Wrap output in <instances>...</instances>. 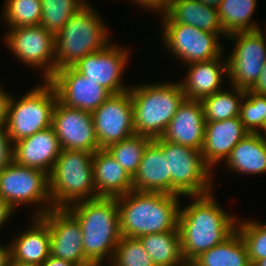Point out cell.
<instances>
[{"label":"cell","instance_id":"74e56055","mask_svg":"<svg viewBox=\"0 0 266 266\" xmlns=\"http://www.w3.org/2000/svg\"><path fill=\"white\" fill-rule=\"evenodd\" d=\"M172 0H135V3L138 7L148 9L149 11H155V15L163 14L170 6Z\"/></svg>","mask_w":266,"mask_h":266},{"label":"cell","instance_id":"484cf974","mask_svg":"<svg viewBox=\"0 0 266 266\" xmlns=\"http://www.w3.org/2000/svg\"><path fill=\"white\" fill-rule=\"evenodd\" d=\"M227 170L244 175L266 173V140L249 133L233 149L225 161Z\"/></svg>","mask_w":266,"mask_h":266},{"label":"cell","instance_id":"f546056e","mask_svg":"<svg viewBox=\"0 0 266 266\" xmlns=\"http://www.w3.org/2000/svg\"><path fill=\"white\" fill-rule=\"evenodd\" d=\"M228 87L230 88L227 90L224 88L201 100L205 122L221 121L239 116L246 90L231 85Z\"/></svg>","mask_w":266,"mask_h":266},{"label":"cell","instance_id":"5bb4252c","mask_svg":"<svg viewBox=\"0 0 266 266\" xmlns=\"http://www.w3.org/2000/svg\"><path fill=\"white\" fill-rule=\"evenodd\" d=\"M129 53L125 47L110 43L105 49L83 57L73 68L111 94H120L130 89L122 82L131 59Z\"/></svg>","mask_w":266,"mask_h":266},{"label":"cell","instance_id":"cb8c5ba5","mask_svg":"<svg viewBox=\"0 0 266 266\" xmlns=\"http://www.w3.org/2000/svg\"><path fill=\"white\" fill-rule=\"evenodd\" d=\"M92 161L98 197L117 198L133 190L132 177L106 149L93 153Z\"/></svg>","mask_w":266,"mask_h":266},{"label":"cell","instance_id":"8992f818","mask_svg":"<svg viewBox=\"0 0 266 266\" xmlns=\"http://www.w3.org/2000/svg\"><path fill=\"white\" fill-rule=\"evenodd\" d=\"M93 153L62 149L49 174L53 208L98 198L93 178Z\"/></svg>","mask_w":266,"mask_h":266},{"label":"cell","instance_id":"52a82bcc","mask_svg":"<svg viewBox=\"0 0 266 266\" xmlns=\"http://www.w3.org/2000/svg\"><path fill=\"white\" fill-rule=\"evenodd\" d=\"M43 82L18 99L10 96L5 129L12 144L52 126L58 97L53 85L49 81Z\"/></svg>","mask_w":266,"mask_h":266},{"label":"cell","instance_id":"7bdbcfd3","mask_svg":"<svg viewBox=\"0 0 266 266\" xmlns=\"http://www.w3.org/2000/svg\"><path fill=\"white\" fill-rule=\"evenodd\" d=\"M40 266H76V265L69 261H65L50 255L47 258V260L44 263H42Z\"/></svg>","mask_w":266,"mask_h":266},{"label":"cell","instance_id":"7dc6e473","mask_svg":"<svg viewBox=\"0 0 266 266\" xmlns=\"http://www.w3.org/2000/svg\"><path fill=\"white\" fill-rule=\"evenodd\" d=\"M253 266H266V258L258 260Z\"/></svg>","mask_w":266,"mask_h":266},{"label":"cell","instance_id":"9a60e30c","mask_svg":"<svg viewBox=\"0 0 266 266\" xmlns=\"http://www.w3.org/2000/svg\"><path fill=\"white\" fill-rule=\"evenodd\" d=\"M40 217L49 226L51 256L76 266H93L84 255L81 225L67 208H51Z\"/></svg>","mask_w":266,"mask_h":266},{"label":"cell","instance_id":"ffe728a7","mask_svg":"<svg viewBox=\"0 0 266 266\" xmlns=\"http://www.w3.org/2000/svg\"><path fill=\"white\" fill-rule=\"evenodd\" d=\"M250 132L244 127L239 116L205 122L202 154L205 163L213 170L219 162L226 161L232 149Z\"/></svg>","mask_w":266,"mask_h":266},{"label":"cell","instance_id":"ab89813d","mask_svg":"<svg viewBox=\"0 0 266 266\" xmlns=\"http://www.w3.org/2000/svg\"><path fill=\"white\" fill-rule=\"evenodd\" d=\"M249 91L256 95L266 96V63L263 66L262 73L259 75L258 79L255 81Z\"/></svg>","mask_w":266,"mask_h":266},{"label":"cell","instance_id":"b9f144b4","mask_svg":"<svg viewBox=\"0 0 266 266\" xmlns=\"http://www.w3.org/2000/svg\"><path fill=\"white\" fill-rule=\"evenodd\" d=\"M11 256H10V245L0 244V266H10Z\"/></svg>","mask_w":266,"mask_h":266},{"label":"cell","instance_id":"30bf717a","mask_svg":"<svg viewBox=\"0 0 266 266\" xmlns=\"http://www.w3.org/2000/svg\"><path fill=\"white\" fill-rule=\"evenodd\" d=\"M162 25L163 49H168L173 58L183 64L210 61L225 53L217 33L203 31L182 23H160Z\"/></svg>","mask_w":266,"mask_h":266},{"label":"cell","instance_id":"d590c367","mask_svg":"<svg viewBox=\"0 0 266 266\" xmlns=\"http://www.w3.org/2000/svg\"><path fill=\"white\" fill-rule=\"evenodd\" d=\"M239 117L250 133H258L266 121V96L246 90Z\"/></svg>","mask_w":266,"mask_h":266},{"label":"cell","instance_id":"bcb514c9","mask_svg":"<svg viewBox=\"0 0 266 266\" xmlns=\"http://www.w3.org/2000/svg\"><path fill=\"white\" fill-rule=\"evenodd\" d=\"M258 134L266 140V121L263 125V127L261 128V130L258 132Z\"/></svg>","mask_w":266,"mask_h":266},{"label":"cell","instance_id":"2e32d148","mask_svg":"<svg viewBox=\"0 0 266 266\" xmlns=\"http://www.w3.org/2000/svg\"><path fill=\"white\" fill-rule=\"evenodd\" d=\"M52 127L62 149L95 153L99 150L90 112L68 107L57 100Z\"/></svg>","mask_w":266,"mask_h":266},{"label":"cell","instance_id":"9c48e42d","mask_svg":"<svg viewBox=\"0 0 266 266\" xmlns=\"http://www.w3.org/2000/svg\"><path fill=\"white\" fill-rule=\"evenodd\" d=\"M0 197L14 210L21 205H35L32 216H42L53 208L49 175L41 170L19 165L13 160L0 171Z\"/></svg>","mask_w":266,"mask_h":266},{"label":"cell","instance_id":"ee69618b","mask_svg":"<svg viewBox=\"0 0 266 266\" xmlns=\"http://www.w3.org/2000/svg\"><path fill=\"white\" fill-rule=\"evenodd\" d=\"M201 3L207 5V6H211L214 8H218V6L220 5V2L222 0H199Z\"/></svg>","mask_w":266,"mask_h":266},{"label":"cell","instance_id":"44dd1931","mask_svg":"<svg viewBox=\"0 0 266 266\" xmlns=\"http://www.w3.org/2000/svg\"><path fill=\"white\" fill-rule=\"evenodd\" d=\"M225 57L223 53L220 57L210 61L186 65L188 71L185 79L180 80L185 99L201 101L222 90L224 86L222 81L228 77L227 56L225 55ZM223 58L225 59L223 60Z\"/></svg>","mask_w":266,"mask_h":266},{"label":"cell","instance_id":"5b68a950","mask_svg":"<svg viewBox=\"0 0 266 266\" xmlns=\"http://www.w3.org/2000/svg\"><path fill=\"white\" fill-rule=\"evenodd\" d=\"M88 1L55 36V72L75 66L83 57L105 49L110 43L108 27Z\"/></svg>","mask_w":266,"mask_h":266},{"label":"cell","instance_id":"ac0fdd59","mask_svg":"<svg viewBox=\"0 0 266 266\" xmlns=\"http://www.w3.org/2000/svg\"><path fill=\"white\" fill-rule=\"evenodd\" d=\"M61 150L59 139L50 126L14 142L12 160L49 175Z\"/></svg>","mask_w":266,"mask_h":266},{"label":"cell","instance_id":"d6a6232c","mask_svg":"<svg viewBox=\"0 0 266 266\" xmlns=\"http://www.w3.org/2000/svg\"><path fill=\"white\" fill-rule=\"evenodd\" d=\"M151 140L150 137L134 134L110 145L106 150L133 177L139 168L144 150Z\"/></svg>","mask_w":266,"mask_h":266},{"label":"cell","instance_id":"d4e9b609","mask_svg":"<svg viewBox=\"0 0 266 266\" xmlns=\"http://www.w3.org/2000/svg\"><path fill=\"white\" fill-rule=\"evenodd\" d=\"M162 23H182L203 31L217 33L226 39L217 8L207 6L199 0H172L169 8L161 14Z\"/></svg>","mask_w":266,"mask_h":266},{"label":"cell","instance_id":"d6986e66","mask_svg":"<svg viewBox=\"0 0 266 266\" xmlns=\"http://www.w3.org/2000/svg\"><path fill=\"white\" fill-rule=\"evenodd\" d=\"M204 134L205 117L201 101L184 99L161 138L201 151Z\"/></svg>","mask_w":266,"mask_h":266},{"label":"cell","instance_id":"c3c4849f","mask_svg":"<svg viewBox=\"0 0 266 266\" xmlns=\"http://www.w3.org/2000/svg\"><path fill=\"white\" fill-rule=\"evenodd\" d=\"M10 266H36V265H23V264H17V263H10Z\"/></svg>","mask_w":266,"mask_h":266},{"label":"cell","instance_id":"7c38bea8","mask_svg":"<svg viewBox=\"0 0 266 266\" xmlns=\"http://www.w3.org/2000/svg\"><path fill=\"white\" fill-rule=\"evenodd\" d=\"M4 43L12 56L26 67L44 70L43 81H48L55 73V35L41 25L9 28Z\"/></svg>","mask_w":266,"mask_h":266},{"label":"cell","instance_id":"e0dca14e","mask_svg":"<svg viewBox=\"0 0 266 266\" xmlns=\"http://www.w3.org/2000/svg\"><path fill=\"white\" fill-rule=\"evenodd\" d=\"M48 81L53 85L62 104L90 113L112 95L103 86L87 79L73 67L56 71Z\"/></svg>","mask_w":266,"mask_h":266},{"label":"cell","instance_id":"4dcf8cb0","mask_svg":"<svg viewBox=\"0 0 266 266\" xmlns=\"http://www.w3.org/2000/svg\"><path fill=\"white\" fill-rule=\"evenodd\" d=\"M87 2V0H41L40 25L56 36L66 22Z\"/></svg>","mask_w":266,"mask_h":266},{"label":"cell","instance_id":"f1b7e54d","mask_svg":"<svg viewBox=\"0 0 266 266\" xmlns=\"http://www.w3.org/2000/svg\"><path fill=\"white\" fill-rule=\"evenodd\" d=\"M257 5V0H222L217 10L225 34L261 29L252 18Z\"/></svg>","mask_w":266,"mask_h":266},{"label":"cell","instance_id":"836d02e7","mask_svg":"<svg viewBox=\"0 0 266 266\" xmlns=\"http://www.w3.org/2000/svg\"><path fill=\"white\" fill-rule=\"evenodd\" d=\"M238 217L236 230L242 237L252 266L266 258V222L260 223L252 219L241 220Z\"/></svg>","mask_w":266,"mask_h":266},{"label":"cell","instance_id":"f6af8a7d","mask_svg":"<svg viewBox=\"0 0 266 266\" xmlns=\"http://www.w3.org/2000/svg\"><path fill=\"white\" fill-rule=\"evenodd\" d=\"M181 266H201L195 260H184Z\"/></svg>","mask_w":266,"mask_h":266},{"label":"cell","instance_id":"ba28073f","mask_svg":"<svg viewBox=\"0 0 266 266\" xmlns=\"http://www.w3.org/2000/svg\"><path fill=\"white\" fill-rule=\"evenodd\" d=\"M153 140L168 158L173 195L193 196L213 191L214 170L205 163L200 150L168 142L161 137Z\"/></svg>","mask_w":266,"mask_h":266},{"label":"cell","instance_id":"60d3db41","mask_svg":"<svg viewBox=\"0 0 266 266\" xmlns=\"http://www.w3.org/2000/svg\"><path fill=\"white\" fill-rule=\"evenodd\" d=\"M14 208L3 198L0 197V228L13 216Z\"/></svg>","mask_w":266,"mask_h":266},{"label":"cell","instance_id":"83f0119b","mask_svg":"<svg viewBox=\"0 0 266 266\" xmlns=\"http://www.w3.org/2000/svg\"><path fill=\"white\" fill-rule=\"evenodd\" d=\"M194 260L201 266H252L246 245L237 230Z\"/></svg>","mask_w":266,"mask_h":266},{"label":"cell","instance_id":"4fadbf2b","mask_svg":"<svg viewBox=\"0 0 266 266\" xmlns=\"http://www.w3.org/2000/svg\"><path fill=\"white\" fill-rule=\"evenodd\" d=\"M91 115L100 149H106L135 134L129 90L112 94Z\"/></svg>","mask_w":266,"mask_h":266},{"label":"cell","instance_id":"8d00e7d4","mask_svg":"<svg viewBox=\"0 0 266 266\" xmlns=\"http://www.w3.org/2000/svg\"><path fill=\"white\" fill-rule=\"evenodd\" d=\"M12 156L13 144L5 127H0V171L12 161Z\"/></svg>","mask_w":266,"mask_h":266},{"label":"cell","instance_id":"277c9868","mask_svg":"<svg viewBox=\"0 0 266 266\" xmlns=\"http://www.w3.org/2000/svg\"><path fill=\"white\" fill-rule=\"evenodd\" d=\"M135 134L160 138L185 99L180 82L130 86Z\"/></svg>","mask_w":266,"mask_h":266},{"label":"cell","instance_id":"3957f363","mask_svg":"<svg viewBox=\"0 0 266 266\" xmlns=\"http://www.w3.org/2000/svg\"><path fill=\"white\" fill-rule=\"evenodd\" d=\"M81 225L85 258L93 266L110 263L121 239L116 198L98 197L67 207Z\"/></svg>","mask_w":266,"mask_h":266},{"label":"cell","instance_id":"f35d334b","mask_svg":"<svg viewBox=\"0 0 266 266\" xmlns=\"http://www.w3.org/2000/svg\"><path fill=\"white\" fill-rule=\"evenodd\" d=\"M0 85V127H5L7 119V108L11 93L6 92Z\"/></svg>","mask_w":266,"mask_h":266},{"label":"cell","instance_id":"6da1fadb","mask_svg":"<svg viewBox=\"0 0 266 266\" xmlns=\"http://www.w3.org/2000/svg\"><path fill=\"white\" fill-rule=\"evenodd\" d=\"M213 191L190 197L192 202L180 206L178 230L184 260H194L204 251L224 242L237 227L238 218L229 215L214 197ZM226 211V212H225Z\"/></svg>","mask_w":266,"mask_h":266},{"label":"cell","instance_id":"4316f807","mask_svg":"<svg viewBox=\"0 0 266 266\" xmlns=\"http://www.w3.org/2000/svg\"><path fill=\"white\" fill-rule=\"evenodd\" d=\"M138 239L151 257L154 266L182 265L184 259L181 253L179 230L146 234Z\"/></svg>","mask_w":266,"mask_h":266},{"label":"cell","instance_id":"603a6c76","mask_svg":"<svg viewBox=\"0 0 266 266\" xmlns=\"http://www.w3.org/2000/svg\"><path fill=\"white\" fill-rule=\"evenodd\" d=\"M132 185L135 191L172 194L168 158L154 140L144 150L139 168L132 177Z\"/></svg>","mask_w":266,"mask_h":266},{"label":"cell","instance_id":"7a4b0ae2","mask_svg":"<svg viewBox=\"0 0 266 266\" xmlns=\"http://www.w3.org/2000/svg\"><path fill=\"white\" fill-rule=\"evenodd\" d=\"M181 197L135 190L117 197L121 236L138 238L178 230Z\"/></svg>","mask_w":266,"mask_h":266},{"label":"cell","instance_id":"8fae6325","mask_svg":"<svg viewBox=\"0 0 266 266\" xmlns=\"http://www.w3.org/2000/svg\"><path fill=\"white\" fill-rule=\"evenodd\" d=\"M264 31L266 29L227 35L226 39L232 41L235 47L227 58V80L231 86L249 90L262 73L266 63Z\"/></svg>","mask_w":266,"mask_h":266},{"label":"cell","instance_id":"7402d4cb","mask_svg":"<svg viewBox=\"0 0 266 266\" xmlns=\"http://www.w3.org/2000/svg\"><path fill=\"white\" fill-rule=\"evenodd\" d=\"M31 217V226L9 243L11 262L40 266L50 256L49 226L40 216Z\"/></svg>","mask_w":266,"mask_h":266},{"label":"cell","instance_id":"1f68e13d","mask_svg":"<svg viewBox=\"0 0 266 266\" xmlns=\"http://www.w3.org/2000/svg\"><path fill=\"white\" fill-rule=\"evenodd\" d=\"M1 13L7 28L40 25L41 0H5Z\"/></svg>","mask_w":266,"mask_h":266},{"label":"cell","instance_id":"e575fe53","mask_svg":"<svg viewBox=\"0 0 266 266\" xmlns=\"http://www.w3.org/2000/svg\"><path fill=\"white\" fill-rule=\"evenodd\" d=\"M110 266H154L151 257L138 238L122 236L118 242Z\"/></svg>","mask_w":266,"mask_h":266}]
</instances>
